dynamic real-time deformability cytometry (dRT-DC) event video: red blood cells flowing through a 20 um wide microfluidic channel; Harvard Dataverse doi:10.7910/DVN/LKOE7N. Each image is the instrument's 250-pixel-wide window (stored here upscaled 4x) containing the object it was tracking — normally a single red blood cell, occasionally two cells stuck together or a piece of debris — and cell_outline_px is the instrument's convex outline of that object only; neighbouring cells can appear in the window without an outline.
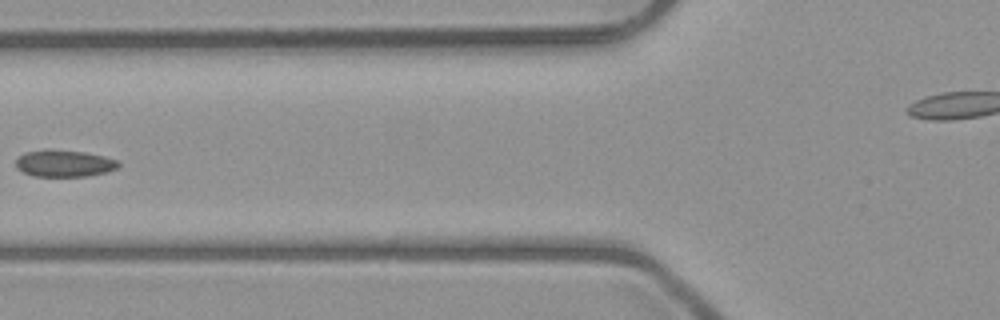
{"species": "common noctule bat (a hibernating species)", "species_latin": "Nyctalus noctula", "temperature_condition": "room temperature", "stored_images_in_passage": 8, "camera_frame_rate_fps": 3000, "um_per_image_px": 0.085, "animal": {"sex": "male", "body_mass_g": 23.1, "forearm_length_mm": 52.7}, "frame": {"image": 1, "passage_image": 6, "time_ms": 6.0, "image_size_px": [1000, 320], "cell_outline_px": [[120, 164], [116, 168], [108, 172], [88, 176], [32, 176], [16, 168], [16, 160], [24, 152], [44, 148], [48, 148], [84, 152], [104, 156], [116, 160]], "centroid_in_image_um": [5.43, 13.87], "position_along_channel_um": 120.4, "area_um2": 16.24}}
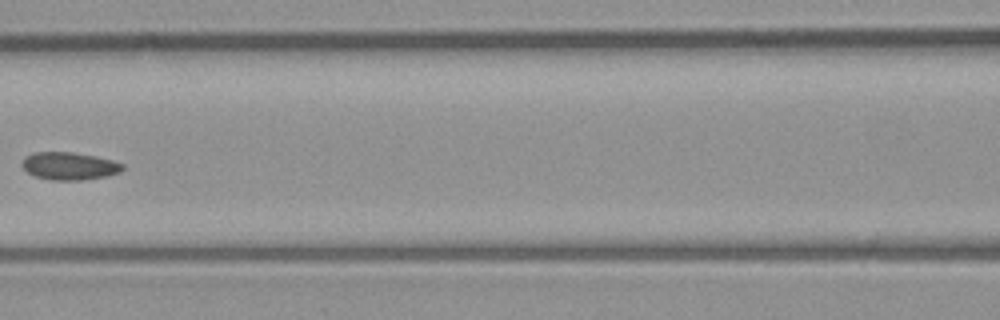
{"frame": {"image": 2, "passage_image": 7, "time_ms": 7.0, "image_size_px": [1000, 320], "cell_outline_px": [[124, 168], [120, 172], [104, 176], [80, 180], [48, 180], [36, 176], [28, 172], [20, 164], [24, 156], [32, 152], [72, 152], [96, 156], [112, 160], [124, 164]], "centroid_in_image_um": [5.86, 14.1], "position_along_channel_um": 160.7, "area_um2": 16.24}}
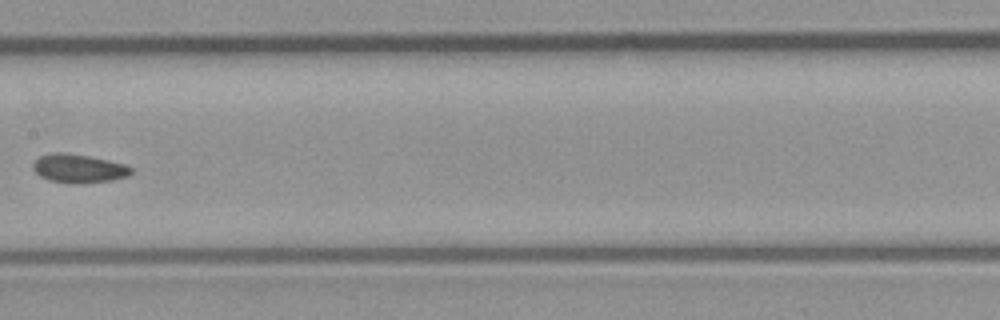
{"frame": {"image": 3, "passage_image": 8, "time_ms": 8.0, "image_size_px": [1000, 320], "cell_outline_px": [[132, 172], [128, 176], [112, 180], [80, 184], [72, 184], [48, 180], [40, 176], [32, 168], [32, 164], [40, 156], [52, 152], [68, 152], [108, 160], [124, 164], [132, 168]], "centroid_in_image_um": [6.67, 14.32], "position_along_channel_um": 200.7, "area_um2": 16.53}}